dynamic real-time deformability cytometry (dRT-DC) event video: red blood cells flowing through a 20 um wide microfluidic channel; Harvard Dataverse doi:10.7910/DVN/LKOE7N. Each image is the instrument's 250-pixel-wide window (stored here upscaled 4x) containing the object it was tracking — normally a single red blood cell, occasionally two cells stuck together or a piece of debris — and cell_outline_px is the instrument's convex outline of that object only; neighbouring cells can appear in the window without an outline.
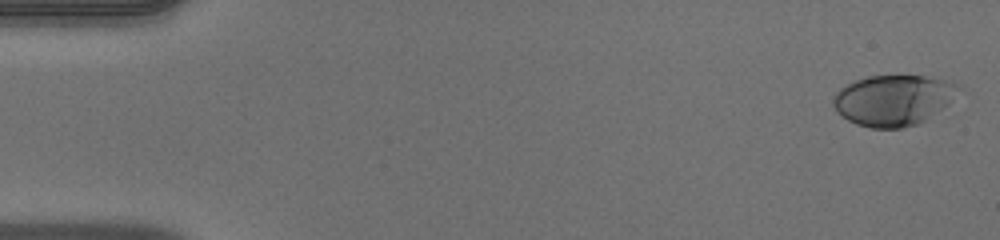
{"species": "human", "species_latin": "Homo sapiens", "temperature_condition": "warm", "stored_images_in_passage": 51, "camera_frame_rate_fps": 3000, "um_per_image_px": 0.085, "donor": {"sex": "male"}, "frame": {"image": 1, "passage_image": 1, "time_ms": 0.0, "image_size_px": [1000, 240], "cell_outline_px": [[960, 88], [948, 104], [920, 124], [904, 128], [872, 128], [856, 124], [848, 120], [836, 112], [832, 104], [832, 96], [840, 88], [856, 80], [868, 76], [924, 76], [944, 80], [960, 84]], "centroid_in_image_um": [75.9, 8.53], "position_along_channel_um": 9.1, "area_um2": 37.05}}
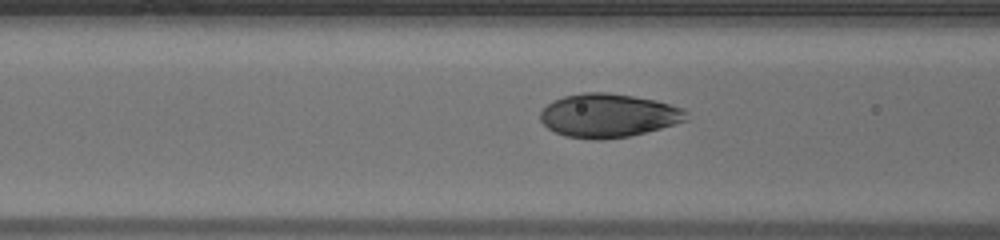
{"frame": {"image": 2, "passage_image": 20, "time_ms": 6.333, "image_size_px": [1000, 240], "cell_outline_px": [[688, 120], [676, 124], [628, 136], [600, 140], [592, 140], [564, 136], [548, 128], [540, 120], [540, 112], [552, 100], [564, 96], [584, 92], [608, 92], [656, 100], [684, 108], [688, 112]], "centroid_in_image_um": [51.72, 9.81], "position_along_channel_um": 114.9, "area_um2": 37.28}}
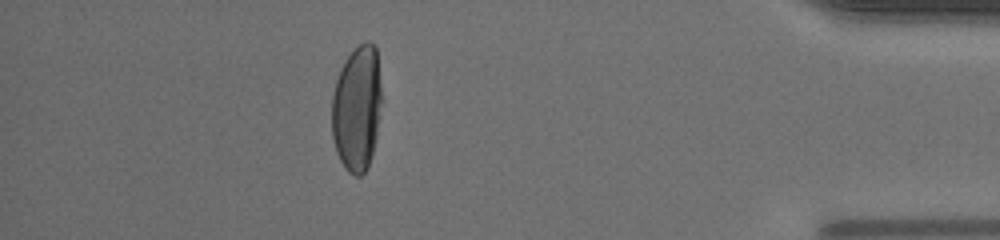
{"frame": {"image": 3, "passage_image": 45, "time_ms": 14.667, "image_size_px": [1000, 240], "cell_outline_px": [[384, 100], [376, 136], [368, 168], [360, 176], [356, 176], [348, 172], [344, 168], [336, 152], [332, 136], [332, 96], [336, 80], [340, 68], [344, 60], [360, 44], [368, 40], [376, 44]], "centroid_in_image_um": [30.37, 9.18], "position_along_channel_um": 404.8, "area_um2": 37.45}, "authors_computed_cell_mechanics": {"area_um2": 37.3388, "velocity_mm_per_s": 4.019, "shape_relaxation_time_tau1_ms": 4.634, "shape_relaxation_time_tau2_ms": null, "deformation_change_tau1": 0.2377, "deformation_change_tau2": null}}